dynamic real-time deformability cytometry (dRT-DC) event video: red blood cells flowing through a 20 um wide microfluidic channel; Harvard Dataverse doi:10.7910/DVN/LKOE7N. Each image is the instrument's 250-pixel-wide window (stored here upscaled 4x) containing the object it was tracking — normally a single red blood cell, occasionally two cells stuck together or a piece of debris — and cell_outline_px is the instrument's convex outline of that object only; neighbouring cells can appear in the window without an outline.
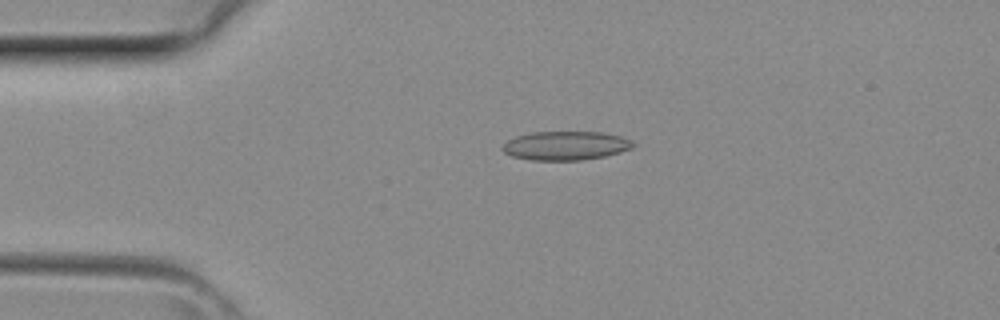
{"species": "common noctule bat (a hibernating species)", "species_latin": "Nyctalus noctula", "temperature_condition": "room temperature", "stored_images_in_passage": 3, "camera_frame_rate_fps": 3000, "um_per_image_px": 0.085, "animal": {"sex": "female", "body_mass_g": 29.2, "forearm_length_mm": 56.3}, "frame": {"image": 1, "passage_image": 2, "time_ms": 0.333, "image_size_px": [1000, 320], "cell_outline_px": [[636, 144], [632, 148], [620, 152], [604, 156], [580, 160], [532, 160], [512, 156], [504, 152], [500, 148], [508, 140], [516, 136], [532, 132], [604, 132], [620, 136], [632, 140]], "centroid_in_image_um": [48.09, 12.37], "position_along_channel_um": 36.9, "area_um2": 21.96}}